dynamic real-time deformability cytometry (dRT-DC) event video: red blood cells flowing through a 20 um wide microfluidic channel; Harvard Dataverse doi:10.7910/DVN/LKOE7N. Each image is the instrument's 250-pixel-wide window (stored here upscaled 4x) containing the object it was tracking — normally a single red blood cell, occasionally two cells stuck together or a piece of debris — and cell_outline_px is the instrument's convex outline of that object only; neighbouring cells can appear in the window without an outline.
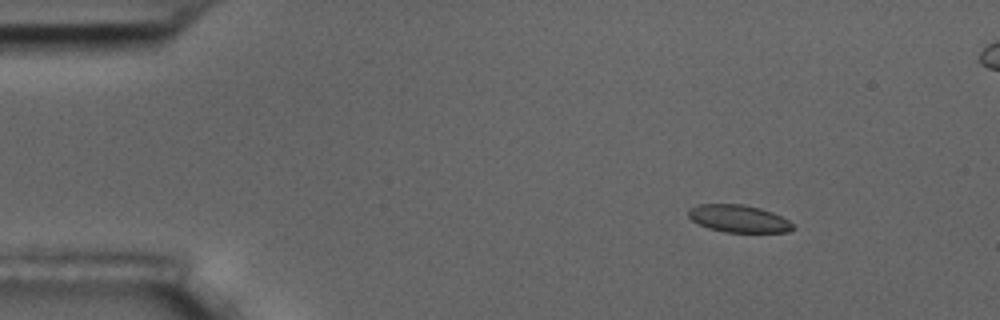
{"species": "common noctule bat (a hibernating species)", "species_latin": "Nyctalus noctula", "temperature_condition": "room temperature", "stored_images_in_passage": 9, "camera_frame_rate_fps": 3000, "um_per_image_px": 0.085, "animal": {"sex": "male", "body_mass_g": 17.5, "forearm_length_mm": 52.3}, "frame": {"image": 1, "passage_image": 2, "time_ms": 1.0, "image_size_px": [1000, 320], "cell_outline_px": [[796, 228], [788, 232], [724, 232], [708, 228], [692, 220], [688, 216], [688, 208], [700, 204], [744, 204], [760, 208], [772, 212], [788, 220]], "centroid_in_image_um": [62.78, 18.58], "position_along_channel_um": 22.2, "area_um2": 16.7}}
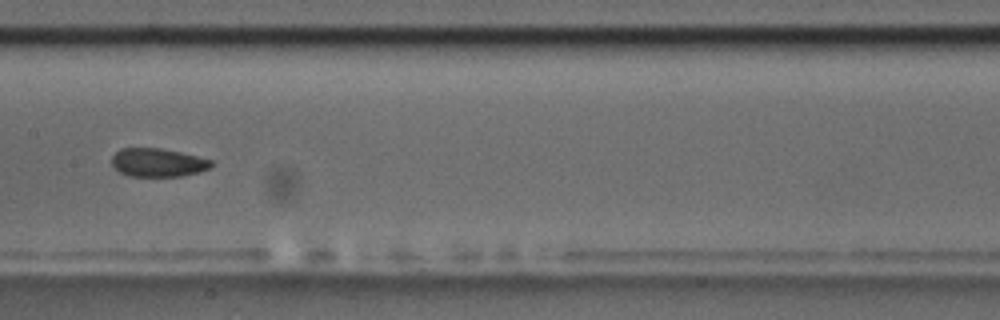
{"frame": {"image": 2, "passage_image": 8, "time_ms": 8.0, "image_size_px": [1000, 320], "cell_outline_px": [[212, 164], [208, 168], [200, 172], [180, 176], [128, 176], [120, 172], [112, 164], [112, 156], [120, 148], [160, 148], [180, 152], [212, 160]], "centroid_in_image_um": [13.4, 13.81], "position_along_channel_um": 194.0, "area_um2": 16.36}}
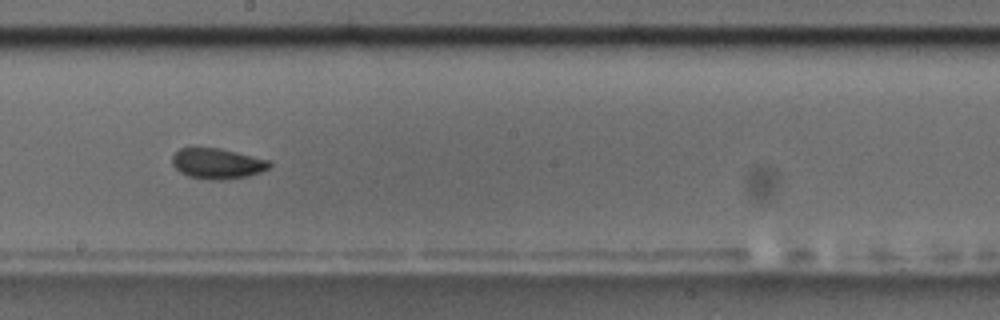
{"frame": {"image": 3, "passage_image": 9, "time_ms": 9.0, "image_size_px": [1000, 320], "cell_outline_px": [[272, 164], [268, 168], [260, 172], [248, 176], [220, 180], [208, 180], [188, 176], [180, 172], [172, 164], [172, 156], [180, 148], [220, 148], [268, 160]], "centroid_in_image_um": [18.45, 13.91], "position_along_channel_um": 229.8, "area_um2": 17.17}}